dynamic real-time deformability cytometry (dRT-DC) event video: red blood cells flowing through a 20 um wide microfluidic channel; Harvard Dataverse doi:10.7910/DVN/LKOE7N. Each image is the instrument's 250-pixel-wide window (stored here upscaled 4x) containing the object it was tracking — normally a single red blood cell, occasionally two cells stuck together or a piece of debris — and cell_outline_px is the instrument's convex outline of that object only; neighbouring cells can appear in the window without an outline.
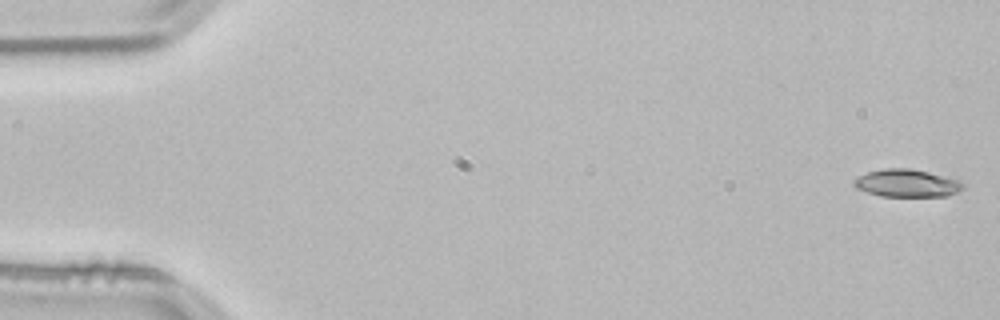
{"species": "common noctule bat (a hibernating species)", "species_latin": "Nyctalus noctula", "temperature_condition": "room temperature", "stored_images_in_passage": 11, "camera_frame_rate_fps": 3000, "um_per_image_px": 0.085, "animal": {"sex": "male", "body_mass_g": 21.5, "forearm_length_mm": 52.0}, "frame": {"image": 1, "passage_image": 1, "time_ms": 0.0, "image_size_px": [1000, 320], "cell_outline_px": [[964, 188], [960, 192], [948, 196], [880, 196], [856, 188], [852, 184], [852, 180], [868, 172], [884, 168], [908, 168], [928, 172], [960, 180], [964, 184]], "centroid_in_image_um": [77.11, 15.57], "position_along_channel_um": 7.9, "area_um2": 17.63}}